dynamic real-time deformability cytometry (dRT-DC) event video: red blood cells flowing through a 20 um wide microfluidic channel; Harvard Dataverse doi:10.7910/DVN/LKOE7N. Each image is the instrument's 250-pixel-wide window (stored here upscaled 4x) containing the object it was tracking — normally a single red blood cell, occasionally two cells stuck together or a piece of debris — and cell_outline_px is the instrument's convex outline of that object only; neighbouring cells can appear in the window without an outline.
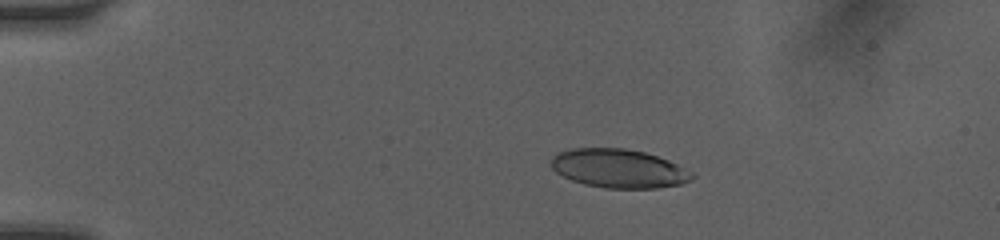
{"species": "human", "species_latin": "Homo sapiens", "temperature_condition": "room temperature", "stored_images_in_passage": 8, "camera_frame_rate_fps": 3000, "um_per_image_px": 0.085, "donor": {"sex": "female"}, "frame": {"image": 1, "passage_image": 4, "time_ms": 3.333, "image_size_px": [1000, 240], "cell_outline_px": [[696, 176], [692, 180], [680, 184], [656, 188], [604, 188], [584, 184], [572, 180], [556, 172], [552, 168], [552, 156], [556, 152], [568, 148], [624, 148], [644, 152], [668, 160], [692, 172]], "centroid_in_image_um": [52.58, 14.32], "position_along_channel_um": 32.4, "area_um2": 31.85}}
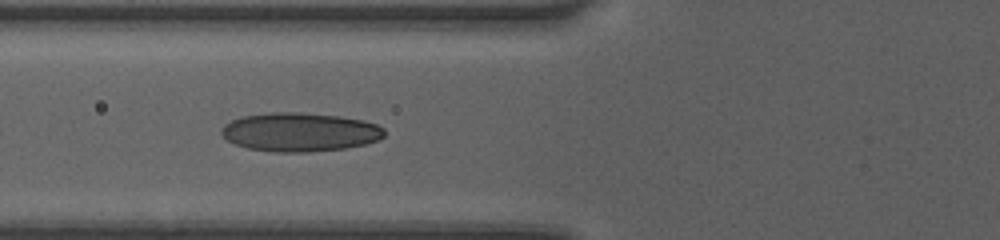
{"frame": {"image": 2, "passage_image": 7, "time_ms": 6.667, "image_size_px": [1000, 240], "cell_outline_px": [[384, 136], [376, 140], [364, 144], [348, 148], [308, 152], [272, 152], [248, 148], [236, 144], [228, 140], [220, 132], [224, 124], [232, 120], [244, 116], [272, 112], [300, 112], [336, 116], [360, 120], [376, 124], [384, 128]], "centroid_in_image_um": [25.47, 11.23], "position_along_channel_um": 100.3, "area_um2": 36.59}}
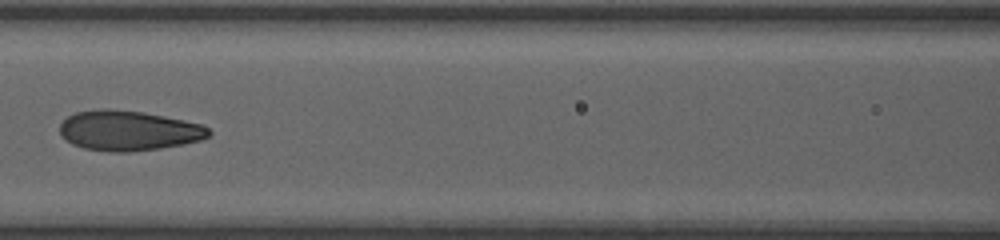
{"frame": {"image": 3, "passage_image": 8, "time_ms": 8.0, "image_size_px": [1000, 240], "cell_outline_px": [[212, 132], [208, 136], [200, 140], [184, 144], [160, 148], [128, 152], [108, 152], [84, 148], [72, 144], [64, 140], [60, 136], [60, 124], [68, 116], [76, 112], [100, 108], [108, 108], [144, 112], [184, 120], [200, 124], [208, 128]], "centroid_in_image_um": [10.88, 11.1], "position_along_channel_um": 155.7, "area_um2": 34.97}}